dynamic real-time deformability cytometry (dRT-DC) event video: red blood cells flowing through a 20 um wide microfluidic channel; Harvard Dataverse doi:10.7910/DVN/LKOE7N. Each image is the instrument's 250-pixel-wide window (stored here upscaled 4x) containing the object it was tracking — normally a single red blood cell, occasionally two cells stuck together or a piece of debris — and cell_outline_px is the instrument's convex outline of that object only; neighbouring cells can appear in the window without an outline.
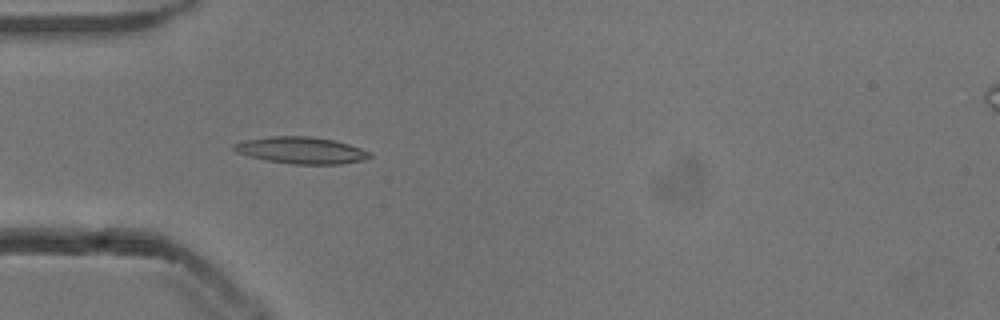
{"species": "common noctule bat (a hibernating species)", "species_latin": "Nyctalus noctula", "temperature_condition": "cold", "stored_images_in_passage": 53, "camera_frame_rate_fps": 3000, "um_per_image_px": 0.085, "animal": {"sex": "male", "body_mass_g": 13.3}, "frame": {"image": 1, "passage_image": 16, "time_ms": 5.0, "image_size_px": [1000, 320], "cell_outline_px": [[372, 156], [364, 160], [340, 164], [292, 164], [264, 160], [236, 152], [232, 148], [232, 144], [244, 140], [272, 136], [308, 136], [332, 140], [348, 144], [372, 152]], "centroid_in_image_um": [25.59, 12.78], "position_along_channel_um": 59.4, "area_um2": 21.15}}
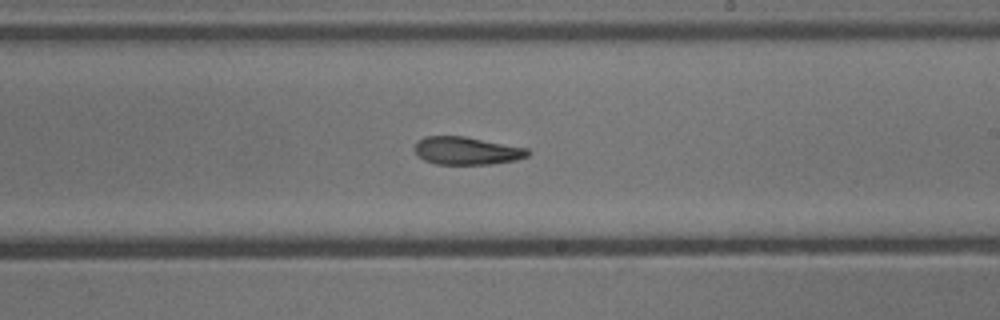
{"frame": {"image": 2, "passage_image": 31, "time_ms": 10.0, "image_size_px": [1000, 320], "cell_outline_px": [[528, 156], [516, 160], [492, 164], [436, 164], [424, 160], [416, 152], [416, 140], [424, 136], [464, 136], [528, 148]], "centroid_in_image_um": [39.67, 12.81], "position_along_channel_um": 249.3, "area_um2": 18.26}}
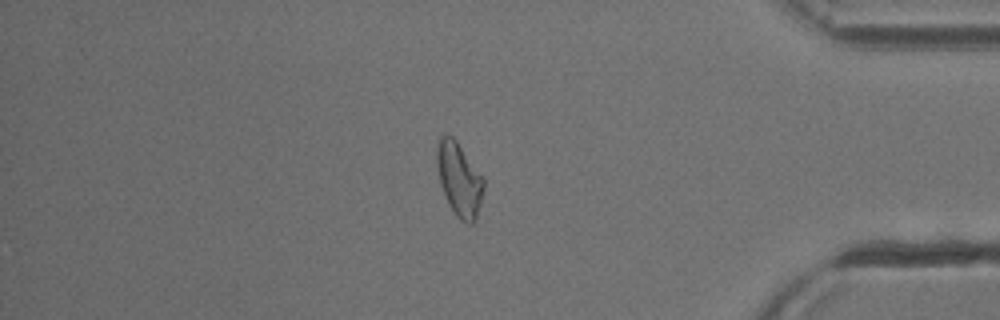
{"frame": {"image": 3, "passage_image": 45, "time_ms": 14.667, "image_size_px": [1000, 320], "cell_outline_px": [[484, 188], [476, 220], [472, 224], [468, 224], [460, 220], [456, 216], [448, 204], [440, 184], [436, 160], [436, 148], [440, 136], [444, 132], [452, 136], [456, 140], [484, 176]], "centroid_in_image_um": [39.03, 15.22], "position_along_channel_um": 396.2, "area_um2": 20.46}, "authors_computed_cell_mechanics": {"area_um2": 19.3052, "velocity_mm_per_s": 3.8436, "shape_relaxation_time_tau1_ms": 10.6227, "shape_relaxation_time_tau2_ms": 7.9654, "deformation_change_tau1": 0.2363, "deformation_change_tau2": 0.1614}}